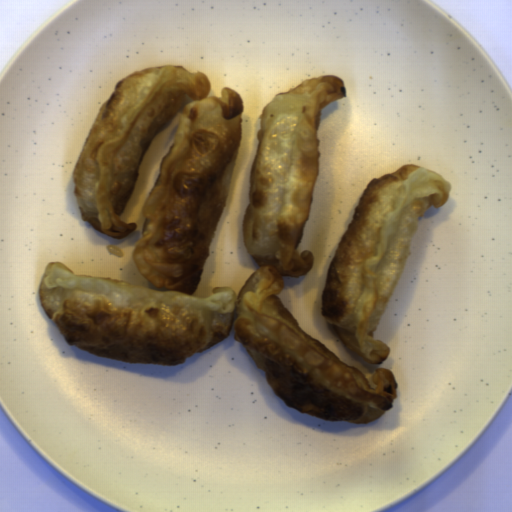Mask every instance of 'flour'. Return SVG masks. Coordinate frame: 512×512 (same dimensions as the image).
<instances>
[{"label":"flour","instance_id":"flour-1","mask_svg":"<svg viewBox=\"0 0 512 512\" xmlns=\"http://www.w3.org/2000/svg\"><path fill=\"white\" fill-rule=\"evenodd\" d=\"M203 72L182 66L135 71L116 83L102 105L74 171L81 217L100 234L124 238L137 224L120 219L155 134L187 96L173 143L144 205L146 218L132 256L157 288L76 275L47 264L38 294L69 345L138 364L176 366L229 337L264 372L288 407L327 422L352 424L383 416L398 397L387 367L372 374L349 366L300 328L277 295L284 277L314 265L297 248L319 176L321 113L345 97L344 81L325 75L277 94L258 117L260 130L242 230L258 264L238 294L214 287L192 296L208 259L227 199L243 134V101L223 88L208 96Z\"/></svg>","mask_w":512,"mask_h":512},{"label":"flour","instance_id":"flour-2","mask_svg":"<svg viewBox=\"0 0 512 512\" xmlns=\"http://www.w3.org/2000/svg\"><path fill=\"white\" fill-rule=\"evenodd\" d=\"M452 190L436 171L404 164L370 180L328 266L321 314L356 356L382 364L390 347L374 332L403 273L419 218Z\"/></svg>","mask_w":512,"mask_h":512}]
</instances>
